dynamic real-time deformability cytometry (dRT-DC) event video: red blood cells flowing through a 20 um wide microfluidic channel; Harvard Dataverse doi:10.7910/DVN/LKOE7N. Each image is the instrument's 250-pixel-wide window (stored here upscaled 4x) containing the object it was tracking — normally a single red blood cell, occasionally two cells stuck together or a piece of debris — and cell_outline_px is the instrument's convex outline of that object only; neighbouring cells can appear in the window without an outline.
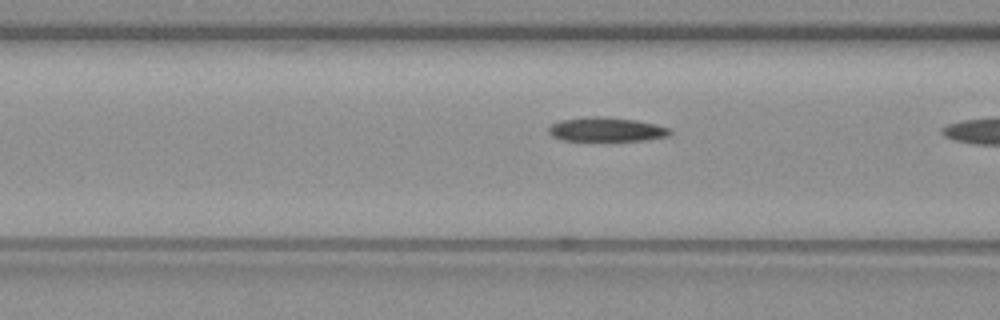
{"species": "common noctule bat (a hibernating species)", "species_latin": "Nyctalus noctula", "temperature_condition": "warm", "stored_images_in_passage": 20, "camera_frame_rate_fps": 3000, "um_per_image_px": 0.085, "animal": {"sex": "female", "body_mass_g": 19.3, "forearm_length_mm": 54.1}, "frame": {"image": 1, "passage_image": 19, "time_ms": 6.0, "image_size_px": [1000, 320], "cell_outline_px": [[672, 132], [668, 136], [644, 140], [564, 140], [552, 136], [548, 132], [548, 128], [552, 124], [560, 120], [588, 116], [604, 116], [636, 120], [656, 124], [668, 128]], "centroid_in_image_um": [51.53, 10.99], "position_along_channel_um": 115.1, "area_um2": 16.99}}